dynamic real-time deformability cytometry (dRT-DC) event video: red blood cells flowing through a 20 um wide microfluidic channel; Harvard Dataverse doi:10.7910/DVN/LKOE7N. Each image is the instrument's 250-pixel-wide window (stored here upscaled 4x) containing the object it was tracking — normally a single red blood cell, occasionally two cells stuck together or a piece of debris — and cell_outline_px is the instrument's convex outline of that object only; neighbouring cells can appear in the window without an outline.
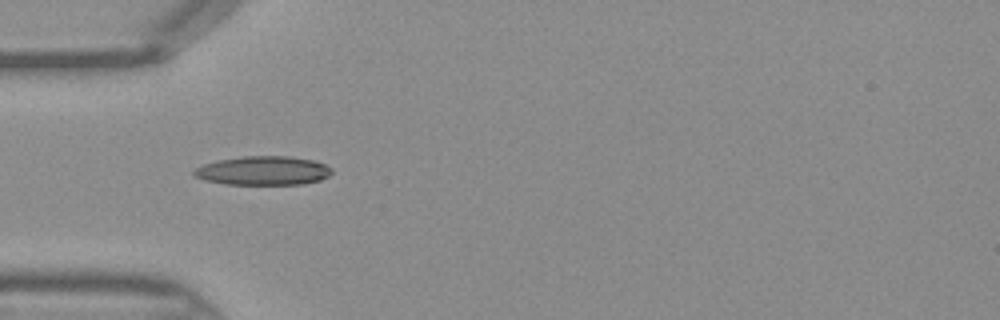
{"species": "Egyptian fruit bat (a non-hibernating species)", "species_latin": "Rousettus aegyptiacus", "temperature_condition": "warm", "stored_images_in_passage": 27, "camera_frame_rate_fps": 3000, "um_per_image_px": 0.085, "frame": {"image": 1, "passage_image": 1, "time_ms": 0.0, "image_size_px": [1000, 320], "cell_outline_px": [[332, 172], [328, 176], [320, 180], [304, 184], [224, 184], [204, 180], [196, 176], [192, 172], [196, 168], [204, 164], [216, 160], [244, 156], [288, 156], [312, 160], [324, 164], [332, 168]], "centroid_in_image_um": [22.37, 14.5], "position_along_channel_um": 62.6, "area_um2": 23.18}}
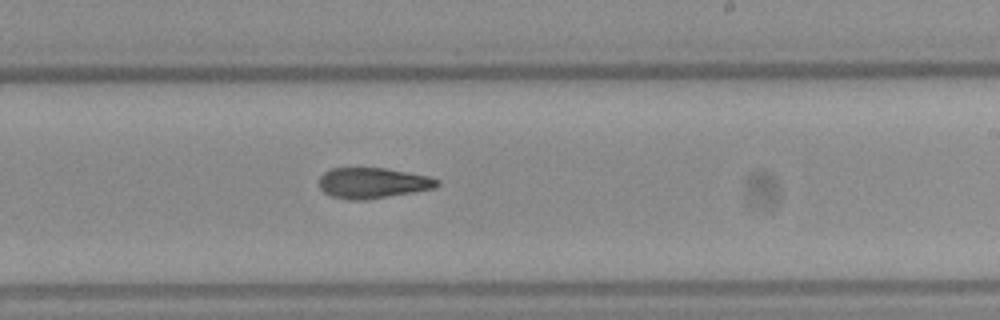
{"frame": {"image": 2, "passage_image": 14, "time_ms": 4.333, "image_size_px": [1000, 320], "cell_outline_px": [[440, 184], [436, 188], [364, 200], [348, 200], [332, 196], [324, 192], [320, 188], [320, 176], [324, 172], [332, 168], [384, 168], [408, 172], [428, 176], [440, 180]], "centroid_in_image_um": [31.69, 15.55], "position_along_channel_um": 257.3, "area_um2": 20.98}}
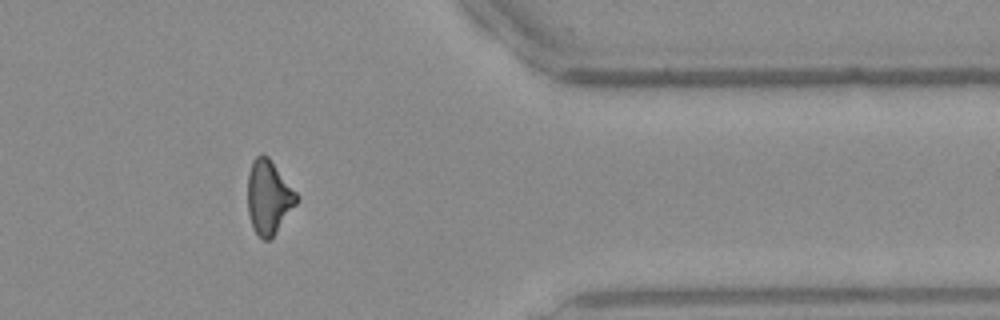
{"frame": {"image": 3, "passage_image": 24, "time_ms": 7.667, "image_size_px": [1000, 320], "cell_outline_px": [[300, 200], [276, 232], [268, 240], [264, 240], [252, 228], [248, 212], [248, 172], [252, 160], [256, 156], [268, 156], [300, 196]], "centroid_in_image_um": [22.85, 16.75], "position_along_channel_um": 388.5, "area_um2": 21.1}}